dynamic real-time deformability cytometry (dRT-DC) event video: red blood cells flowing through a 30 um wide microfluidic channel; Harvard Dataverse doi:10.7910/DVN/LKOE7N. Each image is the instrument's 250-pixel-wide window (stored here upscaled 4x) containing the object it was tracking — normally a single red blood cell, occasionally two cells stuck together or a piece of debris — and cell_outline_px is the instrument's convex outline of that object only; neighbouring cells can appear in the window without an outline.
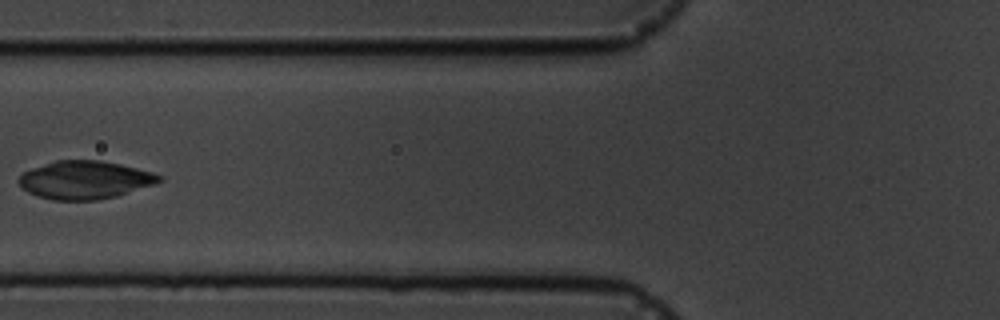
{"species": "common noctule bat (a hibernating species)", "species_latin": "Nyctalus noctula", "temperature_condition": "cold", "stored_images_in_passage": 6, "camera_frame_rate_fps": 3000, "um_per_image_px": 0.085, "animal": {"sex": "male", "body_mass_g": 19.5, "forearm_length_mm": 54.6}, "frame": {"image": 1, "passage_image": 5, "time_ms": 5.667, "image_size_px": [1000, 320], "cell_outline_px": [[164, 180], [116, 196], [96, 200], [52, 200], [36, 196], [28, 192], [16, 180], [24, 172], [32, 168], [56, 160], [100, 160], [120, 164], [152, 172], [164, 176]], "centroid_in_image_um": [7.2, 15.29], "position_along_channel_um": 118.6, "area_um2": 30.98}}
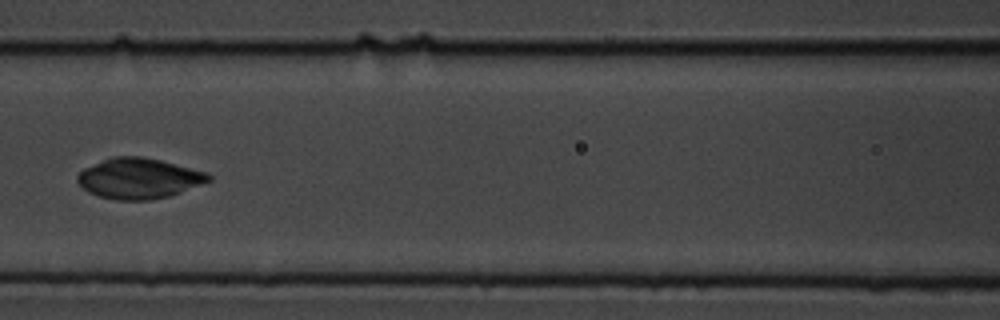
{"frame": {"image": 2, "passage_image": 6, "time_ms": 6.667, "image_size_px": [1000, 320], "cell_outline_px": [[212, 180], [180, 192], [168, 196], [148, 200], [116, 200], [100, 196], [88, 192], [76, 180], [76, 176], [84, 168], [112, 156], [140, 156], [160, 160], [208, 172], [212, 176]], "centroid_in_image_um": [11.81, 15.15], "position_along_channel_um": 154.8, "area_um2": 30.81}}